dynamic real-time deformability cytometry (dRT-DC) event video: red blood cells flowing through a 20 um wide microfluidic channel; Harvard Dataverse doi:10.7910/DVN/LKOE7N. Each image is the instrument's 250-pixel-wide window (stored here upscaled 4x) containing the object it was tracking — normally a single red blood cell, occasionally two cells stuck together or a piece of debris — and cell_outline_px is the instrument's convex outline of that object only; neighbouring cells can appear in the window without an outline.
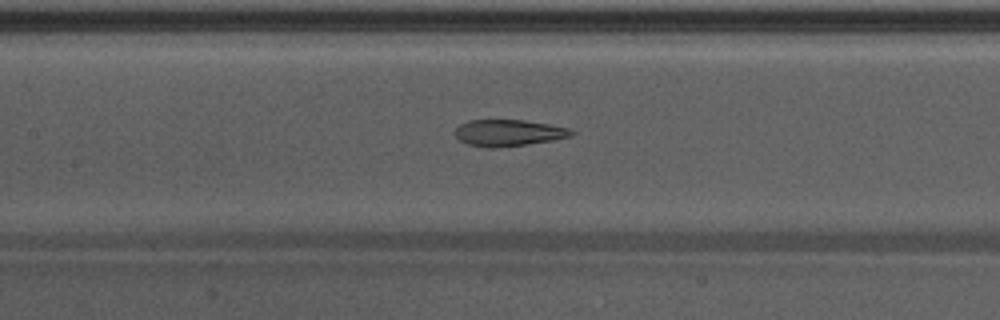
{"species": "Egyptian fruit bat (a non-hibernating species)", "species_latin": "Rousettus aegyptiacus", "temperature_condition": "warm", "stored_images_in_passage": 17, "camera_frame_rate_fps": 3000, "um_per_image_px": 0.085, "animal": {"sex": "male"}, "frame": {"image": 1, "passage_image": 12, "time_ms": 3.667, "image_size_px": [1000, 320], "cell_outline_px": [[576, 132], [572, 136], [552, 140], [524, 144], [492, 148], [488, 148], [468, 144], [460, 140], [456, 136], [456, 128], [460, 124], [468, 120], [524, 120], [548, 124], [568, 128]], "centroid_in_image_um": [43.22, 11.28], "position_along_channel_um": 164.2, "area_um2": 17.74}}
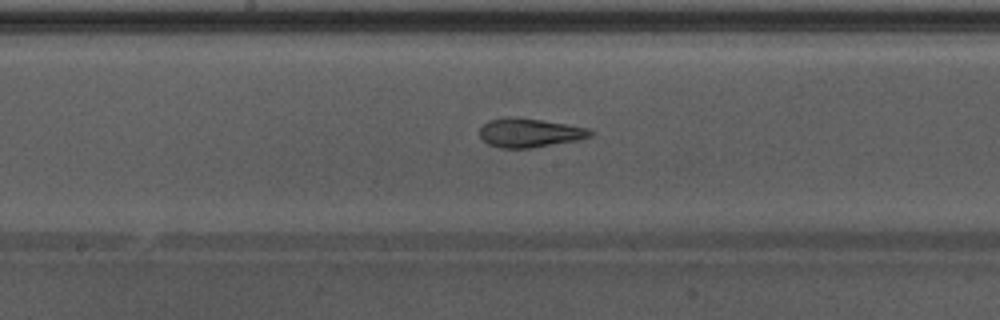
{"frame": {"image": 2, "passage_image": 15, "time_ms": 4.667, "image_size_px": [1000, 320], "cell_outline_px": [[596, 132], [592, 136], [576, 140], [532, 148], [500, 148], [488, 144], [480, 136], [480, 128], [488, 120], [504, 116], [512, 116], [540, 120], [588, 128]], "centroid_in_image_um": [45.0, 11.28], "position_along_channel_um": 203.2, "area_um2": 18.67}}